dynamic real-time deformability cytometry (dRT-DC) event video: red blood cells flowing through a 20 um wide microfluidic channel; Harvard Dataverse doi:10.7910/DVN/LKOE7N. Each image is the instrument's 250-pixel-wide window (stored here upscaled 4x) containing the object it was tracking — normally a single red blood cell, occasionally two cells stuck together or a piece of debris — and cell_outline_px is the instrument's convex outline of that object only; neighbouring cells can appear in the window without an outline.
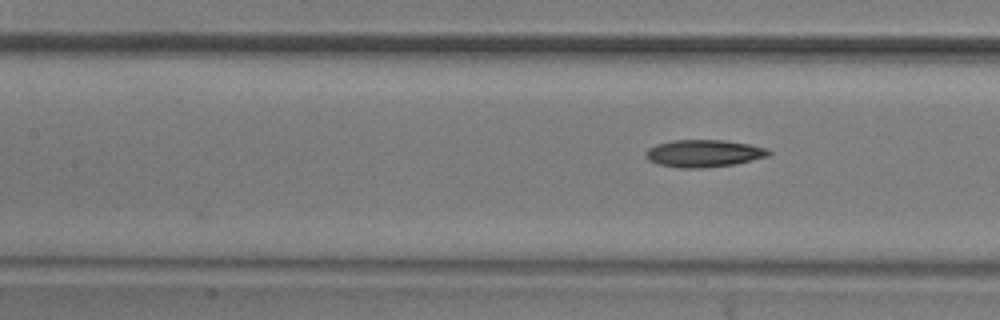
{"species": "common noctule bat (a hibernating species)", "species_latin": "Nyctalus noctula", "temperature_condition": "room temperature", "stored_images_in_passage": 6, "camera_frame_rate_fps": 3000, "um_per_image_px": 0.085, "animal": {"sex": "male", "body_mass_g": 20.5, "forearm_length_mm": 52.5}, "frame": {"image": 1, "passage_image": 6, "time_ms": 1.667, "image_size_px": [1000, 320], "cell_outline_px": [[772, 152], [768, 156], [736, 164], [704, 168], [680, 168], [656, 164], [648, 160], [644, 156], [644, 152], [648, 148], [656, 144], [672, 140], [724, 140], [748, 144], [764, 148]], "centroid_in_image_um": [59.76, 13.04], "position_along_channel_um": 147.6, "area_um2": 19.71}}